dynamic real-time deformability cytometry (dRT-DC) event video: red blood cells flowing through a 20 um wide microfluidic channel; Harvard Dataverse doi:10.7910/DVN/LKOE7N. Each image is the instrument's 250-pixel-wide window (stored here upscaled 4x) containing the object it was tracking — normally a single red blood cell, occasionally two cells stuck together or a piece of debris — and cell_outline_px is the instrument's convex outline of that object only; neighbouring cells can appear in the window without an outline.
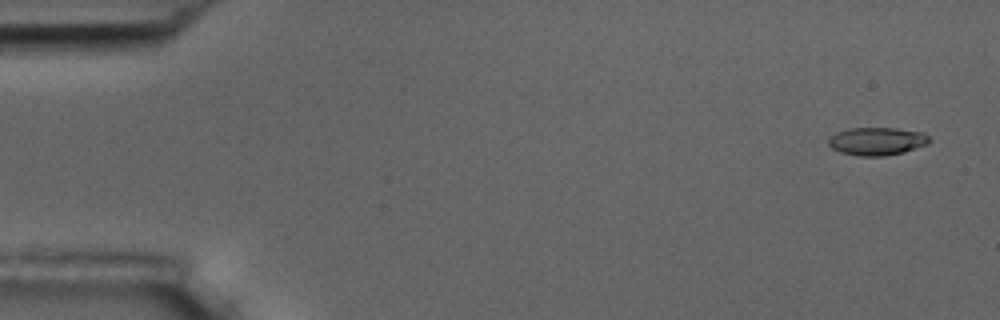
{"species": "common noctule bat (a hibernating species)", "species_latin": "Nyctalus noctula", "temperature_condition": "room temperature", "stored_images_in_passage": 5, "camera_frame_rate_fps": 3000, "um_per_image_px": 0.085, "animal": {"sex": "male", "body_mass_g": 17.5, "forearm_length_mm": 52.3}, "frame": {"image": 1, "passage_image": 1, "time_ms": 0.0, "image_size_px": [1000, 320], "cell_outline_px": [[932, 140], [928, 144], [904, 152], [884, 156], [860, 156], [840, 152], [832, 148], [828, 144], [828, 140], [836, 132], [848, 128], [896, 128], [924, 132]], "centroid_in_image_um": [74.57, 12.0], "position_along_channel_um": 10.4, "area_um2": 16.53}}